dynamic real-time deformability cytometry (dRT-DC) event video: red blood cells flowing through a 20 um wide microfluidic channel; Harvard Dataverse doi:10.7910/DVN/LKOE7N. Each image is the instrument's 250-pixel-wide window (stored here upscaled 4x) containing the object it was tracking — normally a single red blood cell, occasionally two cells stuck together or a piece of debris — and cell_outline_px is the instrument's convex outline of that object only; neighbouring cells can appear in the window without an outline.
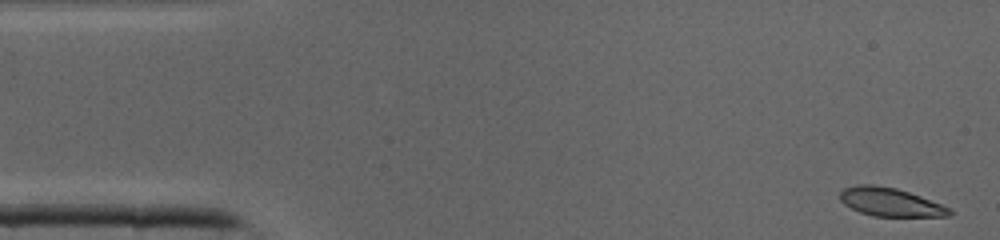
{"species": "common noctule bat (a hibernating species)", "species_latin": "Nyctalus noctula", "temperature_condition": "cold", "stored_images_in_passage": 41, "camera_frame_rate_fps": 3000, "um_per_image_px": 0.085, "animal": {"sex": "male", "body_mass_g": 19.0, "forearm_length_mm": 50.8}, "frame": {"image": 1, "passage_image": 1, "time_ms": 0.0, "image_size_px": [1000, 240], "cell_outline_px": [[952, 216], [872, 216], [860, 212], [844, 204], [840, 200], [840, 192], [844, 188], [856, 184], [872, 184], [896, 188], [920, 196], [952, 208]], "centroid_in_image_um": [75.68, 17.17], "position_along_channel_um": 9.3, "area_um2": 18.15}}
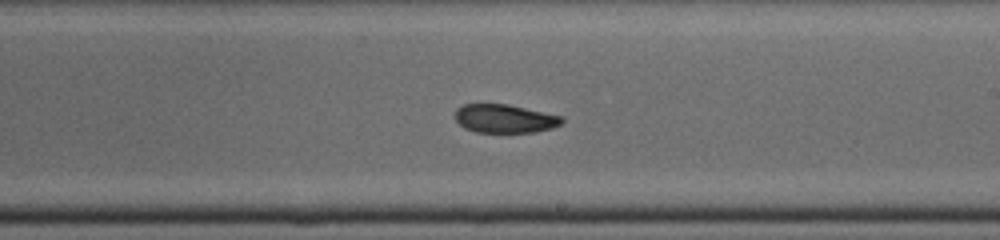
{"frame": {"image": 2, "passage_image": 23, "time_ms": 7.333, "image_size_px": [1000, 240], "cell_outline_px": [[564, 120], [560, 124], [552, 128], [536, 132], [476, 132], [464, 128], [456, 120], [456, 108], [464, 104], [508, 104], [564, 116]], "centroid_in_image_um": [42.93, 10.08], "position_along_channel_um": 246.1, "area_um2": 17.8}}
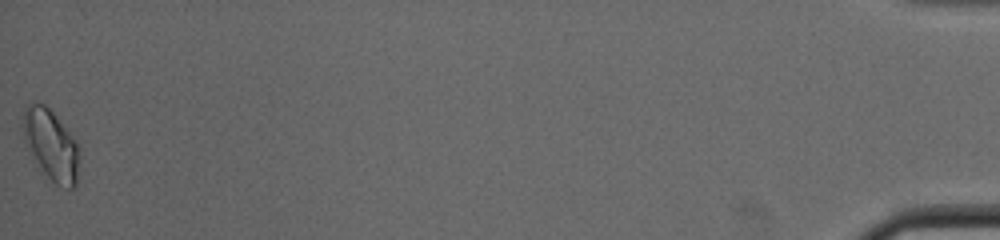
{"frame": {"image": 3, "passage_image": 41, "time_ms": 13.333, "image_size_px": [1000, 240], "cell_outline_px": [[80, 152], [76, 184], [72, 188], [68, 188], [56, 184], [44, 172], [36, 160], [24, 140], [20, 128], [24, 112], [28, 104], [32, 100], [44, 104], [56, 116], [76, 140]], "centroid_in_image_um": [4.33, 12.27], "position_along_channel_um": 430.9, "area_um2": 23.06}}